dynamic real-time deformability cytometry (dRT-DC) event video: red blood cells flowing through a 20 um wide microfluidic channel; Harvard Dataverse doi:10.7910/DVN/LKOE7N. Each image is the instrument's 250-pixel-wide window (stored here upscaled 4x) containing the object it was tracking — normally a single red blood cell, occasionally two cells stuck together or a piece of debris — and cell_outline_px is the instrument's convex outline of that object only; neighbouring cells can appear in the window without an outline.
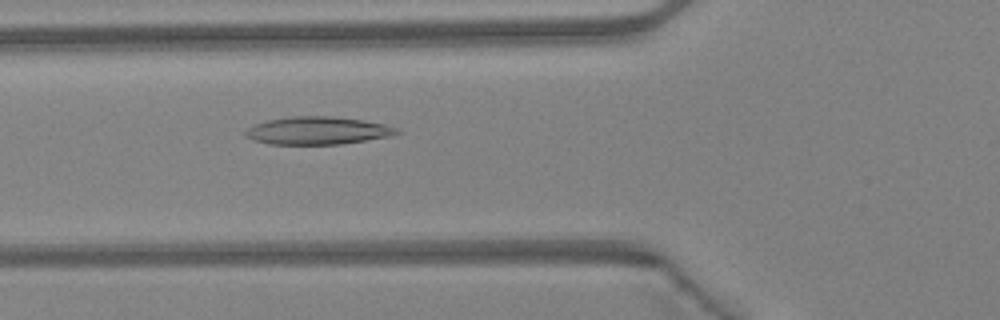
{"species": "Egyptian fruit bat (a non-hibernating species)", "species_latin": "Rousettus aegyptiacus", "temperature_condition": "warm", "stored_images_in_passage": 47, "camera_frame_rate_fps": 3000, "um_per_image_px": 0.085, "animal": {"sex": "female"}, "frame": {"image": 1, "passage_image": 17, "time_ms": 5.333, "image_size_px": [1000, 320], "cell_outline_px": [[404, 132], [392, 136], [340, 144], [268, 144], [252, 140], [244, 136], [244, 132], [248, 128], [256, 124], [268, 120], [292, 116], [332, 116], [364, 120], [384, 124], [400, 128]], "centroid_in_image_um": [27.04, 11.1], "position_along_channel_um": 98.8, "area_um2": 24.68}}
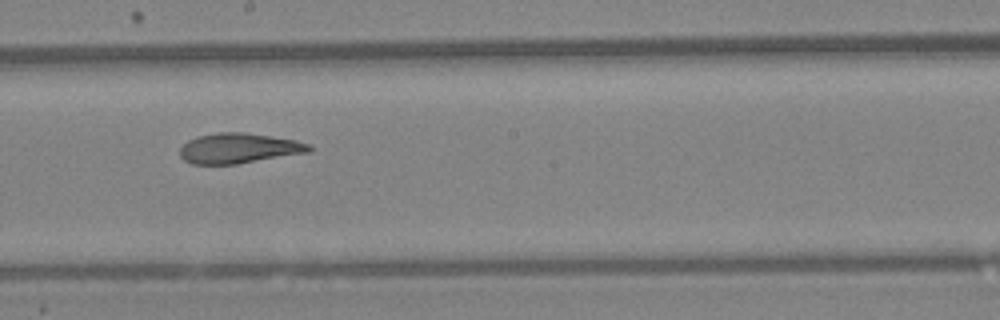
{"frame": {"image": 2, "passage_image": 26, "time_ms": 8.333, "image_size_px": [1000, 320], "cell_outline_px": [[312, 148], [308, 152], [236, 164], [192, 164], [184, 160], [180, 156], [180, 148], [188, 140], [196, 136], [220, 132], [244, 132], [272, 136], [296, 140], [308, 144]], "centroid_in_image_um": [20.26, 12.59], "position_along_channel_um": 227.9, "area_um2": 22.6}}
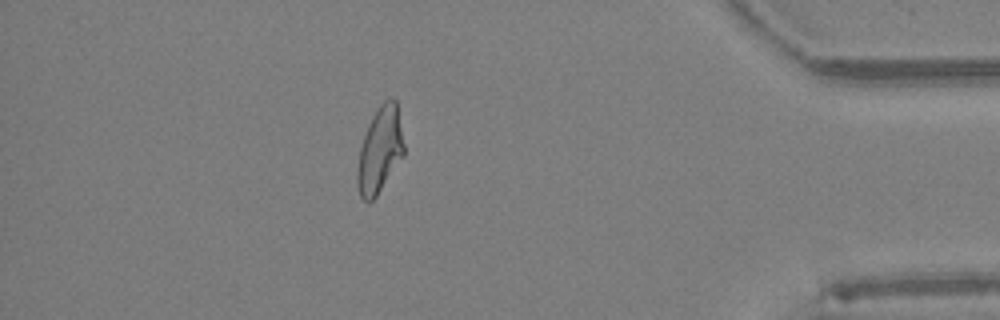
{"frame": {"image": 3, "passage_image": 41, "time_ms": 13.333, "image_size_px": [1000, 320], "cell_outline_px": [[404, 156], [376, 196], [368, 204], [360, 196], [356, 184], [356, 172], [360, 148], [368, 124], [376, 108], [384, 100], [392, 96], [396, 100], [404, 144]], "centroid_in_image_um": [32.28, 12.75], "position_along_channel_um": 402.9, "area_um2": 23.47}, "authors_computed_cell_mechanics": {"area_um2": 24.1604, "velocity_mm_per_s": 4.3174, "shape_relaxation_time_tau1_ms": null, "shape_relaxation_time_tau2_ms": 2.517, "deformation_change_tau1": null, "deformation_change_tau2": 0.0986}}